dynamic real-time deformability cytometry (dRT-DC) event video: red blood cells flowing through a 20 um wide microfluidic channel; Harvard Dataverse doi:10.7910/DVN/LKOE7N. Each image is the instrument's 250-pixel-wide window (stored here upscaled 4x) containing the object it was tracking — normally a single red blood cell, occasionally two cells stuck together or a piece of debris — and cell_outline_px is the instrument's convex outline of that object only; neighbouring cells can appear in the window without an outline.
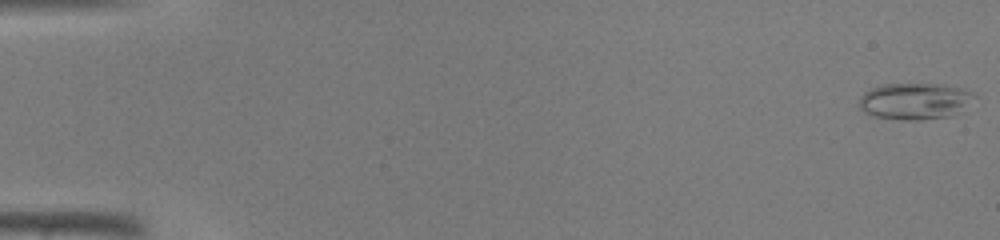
{"species": "common noctule bat (a hibernating species)", "species_latin": "Nyctalus noctula", "temperature_condition": "warm", "stored_images_in_passage": 45, "camera_frame_rate_fps": 3000, "um_per_image_px": 0.085, "animal": {"sex": "male", "body_mass_g": 19.0, "forearm_length_mm": 50.8}, "frame": {"image": 1, "passage_image": 1, "time_ms": 0.0, "image_size_px": [1000, 240], "cell_outline_px": [[976, 96], [964, 112], [952, 116], [920, 120], [900, 120], [876, 116], [864, 112], [860, 108], [860, 96], [864, 92], [872, 88], [884, 84], [944, 84], [960, 88], [972, 92]], "centroid_in_image_um": [77.82, 8.61], "position_along_channel_um": 7.2, "area_um2": 24.8}}
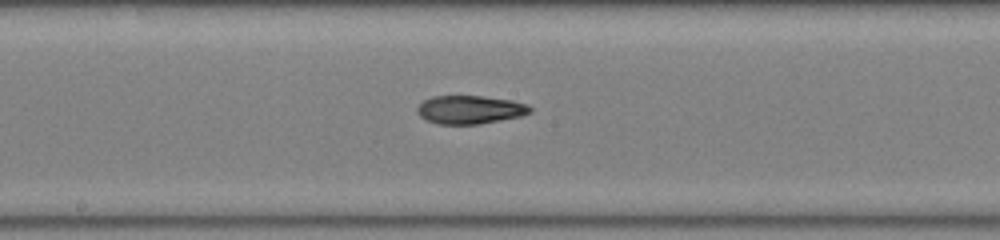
{"frame": {"image": 2, "passage_image": 25, "time_ms": 8.0, "image_size_px": [1000, 240], "cell_outline_px": [[532, 112], [520, 116], [480, 124], [440, 124], [428, 120], [420, 116], [416, 112], [416, 108], [424, 100], [432, 96], [480, 96], [512, 100], [528, 104], [532, 108]], "centroid_in_image_um": [39.96, 9.32], "position_along_channel_um": 208.2, "area_um2": 18.61}}
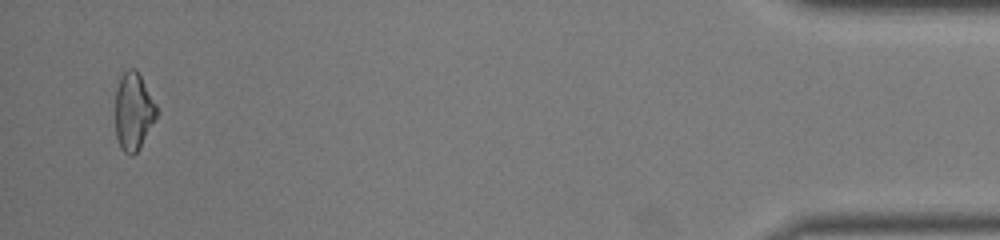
{"frame": {"image": 3, "passage_image": 44, "time_ms": 14.333, "image_size_px": [1000, 240], "cell_outline_px": [[160, 112], [140, 148], [132, 156], [124, 152], [116, 136], [116, 88], [120, 76], [128, 68], [136, 68], [156, 104]], "centroid_in_image_um": [11.37, 9.46], "position_along_channel_um": 423.8, "area_um2": 18.79}}